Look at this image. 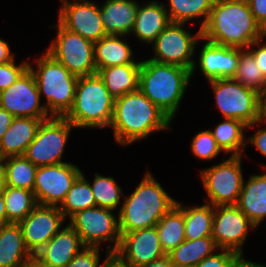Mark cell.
<instances>
[{"mask_svg":"<svg viewBox=\"0 0 266 267\" xmlns=\"http://www.w3.org/2000/svg\"><path fill=\"white\" fill-rule=\"evenodd\" d=\"M166 5L155 0L138 5L132 33L141 42L153 43L158 35L171 23Z\"/></svg>","mask_w":266,"mask_h":267,"instance_id":"cell-22","label":"cell"},{"mask_svg":"<svg viewBox=\"0 0 266 267\" xmlns=\"http://www.w3.org/2000/svg\"><path fill=\"white\" fill-rule=\"evenodd\" d=\"M85 247L80 236L68 224L37 251L34 258L48 267H64Z\"/></svg>","mask_w":266,"mask_h":267,"instance_id":"cell-19","label":"cell"},{"mask_svg":"<svg viewBox=\"0 0 266 267\" xmlns=\"http://www.w3.org/2000/svg\"><path fill=\"white\" fill-rule=\"evenodd\" d=\"M7 224V215L5 209V199L3 192H0V225Z\"/></svg>","mask_w":266,"mask_h":267,"instance_id":"cell-50","label":"cell"},{"mask_svg":"<svg viewBox=\"0 0 266 267\" xmlns=\"http://www.w3.org/2000/svg\"><path fill=\"white\" fill-rule=\"evenodd\" d=\"M33 267H48V266H45V265L41 264L39 261H37V260L33 257Z\"/></svg>","mask_w":266,"mask_h":267,"instance_id":"cell-53","label":"cell"},{"mask_svg":"<svg viewBox=\"0 0 266 267\" xmlns=\"http://www.w3.org/2000/svg\"><path fill=\"white\" fill-rule=\"evenodd\" d=\"M121 35H106L94 42V61L97 71L109 66L141 64L133 57V51Z\"/></svg>","mask_w":266,"mask_h":267,"instance_id":"cell-26","label":"cell"},{"mask_svg":"<svg viewBox=\"0 0 266 267\" xmlns=\"http://www.w3.org/2000/svg\"><path fill=\"white\" fill-rule=\"evenodd\" d=\"M156 230L161 247L167 255L185 240V221L183 218V211L175 205L157 223Z\"/></svg>","mask_w":266,"mask_h":267,"instance_id":"cell-32","label":"cell"},{"mask_svg":"<svg viewBox=\"0 0 266 267\" xmlns=\"http://www.w3.org/2000/svg\"><path fill=\"white\" fill-rule=\"evenodd\" d=\"M35 65L37 69L29 63V69L34 74L40 98L44 95L47 100L43 105L48 114L64 117L73 105L79 77L47 52L36 59Z\"/></svg>","mask_w":266,"mask_h":267,"instance_id":"cell-6","label":"cell"},{"mask_svg":"<svg viewBox=\"0 0 266 267\" xmlns=\"http://www.w3.org/2000/svg\"><path fill=\"white\" fill-rule=\"evenodd\" d=\"M259 120L266 122V88L260 94V116Z\"/></svg>","mask_w":266,"mask_h":267,"instance_id":"cell-48","label":"cell"},{"mask_svg":"<svg viewBox=\"0 0 266 267\" xmlns=\"http://www.w3.org/2000/svg\"><path fill=\"white\" fill-rule=\"evenodd\" d=\"M43 120L46 119L15 117L0 141V157L24 155Z\"/></svg>","mask_w":266,"mask_h":267,"instance_id":"cell-23","label":"cell"},{"mask_svg":"<svg viewBox=\"0 0 266 267\" xmlns=\"http://www.w3.org/2000/svg\"><path fill=\"white\" fill-rule=\"evenodd\" d=\"M93 207H96L93 192L89 180L82 172L73 182L71 189L58 208L66 219V217L70 218L79 211Z\"/></svg>","mask_w":266,"mask_h":267,"instance_id":"cell-34","label":"cell"},{"mask_svg":"<svg viewBox=\"0 0 266 267\" xmlns=\"http://www.w3.org/2000/svg\"><path fill=\"white\" fill-rule=\"evenodd\" d=\"M57 34L48 49H44L72 74L81 77L97 73L94 61V43L81 35L64 28L59 22Z\"/></svg>","mask_w":266,"mask_h":267,"instance_id":"cell-10","label":"cell"},{"mask_svg":"<svg viewBox=\"0 0 266 267\" xmlns=\"http://www.w3.org/2000/svg\"><path fill=\"white\" fill-rule=\"evenodd\" d=\"M112 211L97 206L85 209L72 215L68 224L80 236L85 246L100 247L102 242H113V247L111 244L106 249V254L113 255L119 247L121 234L118 215L115 216Z\"/></svg>","mask_w":266,"mask_h":267,"instance_id":"cell-9","label":"cell"},{"mask_svg":"<svg viewBox=\"0 0 266 267\" xmlns=\"http://www.w3.org/2000/svg\"><path fill=\"white\" fill-rule=\"evenodd\" d=\"M21 267H33V258L29 261V263H27Z\"/></svg>","mask_w":266,"mask_h":267,"instance_id":"cell-54","label":"cell"},{"mask_svg":"<svg viewBox=\"0 0 266 267\" xmlns=\"http://www.w3.org/2000/svg\"><path fill=\"white\" fill-rule=\"evenodd\" d=\"M100 247L83 248L77 255L64 267H104L105 263L112 257L111 254H106L105 261L100 264Z\"/></svg>","mask_w":266,"mask_h":267,"instance_id":"cell-39","label":"cell"},{"mask_svg":"<svg viewBox=\"0 0 266 267\" xmlns=\"http://www.w3.org/2000/svg\"><path fill=\"white\" fill-rule=\"evenodd\" d=\"M141 64L115 65L102 68L97 74L114 99L139 89Z\"/></svg>","mask_w":266,"mask_h":267,"instance_id":"cell-27","label":"cell"},{"mask_svg":"<svg viewBox=\"0 0 266 267\" xmlns=\"http://www.w3.org/2000/svg\"><path fill=\"white\" fill-rule=\"evenodd\" d=\"M73 128L76 127L65 117L43 120L24 156L37 167L65 163L62 156Z\"/></svg>","mask_w":266,"mask_h":267,"instance_id":"cell-12","label":"cell"},{"mask_svg":"<svg viewBox=\"0 0 266 267\" xmlns=\"http://www.w3.org/2000/svg\"><path fill=\"white\" fill-rule=\"evenodd\" d=\"M171 124L172 120L138 89L114 100L109 127L116 143L126 146L153 132L168 131Z\"/></svg>","mask_w":266,"mask_h":267,"instance_id":"cell-2","label":"cell"},{"mask_svg":"<svg viewBox=\"0 0 266 267\" xmlns=\"http://www.w3.org/2000/svg\"><path fill=\"white\" fill-rule=\"evenodd\" d=\"M125 267H142L165 256L156 226L123 233L112 255Z\"/></svg>","mask_w":266,"mask_h":267,"instance_id":"cell-16","label":"cell"},{"mask_svg":"<svg viewBox=\"0 0 266 267\" xmlns=\"http://www.w3.org/2000/svg\"><path fill=\"white\" fill-rule=\"evenodd\" d=\"M8 223H19L38 204L33 191L5 186L3 190Z\"/></svg>","mask_w":266,"mask_h":267,"instance_id":"cell-35","label":"cell"},{"mask_svg":"<svg viewBox=\"0 0 266 267\" xmlns=\"http://www.w3.org/2000/svg\"><path fill=\"white\" fill-rule=\"evenodd\" d=\"M65 217L57 206L37 205L20 225L25 244L34 255L62 227Z\"/></svg>","mask_w":266,"mask_h":267,"instance_id":"cell-18","label":"cell"},{"mask_svg":"<svg viewBox=\"0 0 266 267\" xmlns=\"http://www.w3.org/2000/svg\"><path fill=\"white\" fill-rule=\"evenodd\" d=\"M246 128L247 125L242 121L224 118V121L215 126L211 133L225 154L231 152V155H243L247 143L243 132Z\"/></svg>","mask_w":266,"mask_h":267,"instance_id":"cell-30","label":"cell"},{"mask_svg":"<svg viewBox=\"0 0 266 267\" xmlns=\"http://www.w3.org/2000/svg\"><path fill=\"white\" fill-rule=\"evenodd\" d=\"M29 68V61H24L15 64V58L3 64H0V91L11 86L27 69Z\"/></svg>","mask_w":266,"mask_h":267,"instance_id":"cell-40","label":"cell"},{"mask_svg":"<svg viewBox=\"0 0 266 267\" xmlns=\"http://www.w3.org/2000/svg\"><path fill=\"white\" fill-rule=\"evenodd\" d=\"M104 267H125L121 265L113 256L105 263Z\"/></svg>","mask_w":266,"mask_h":267,"instance_id":"cell-52","label":"cell"},{"mask_svg":"<svg viewBox=\"0 0 266 267\" xmlns=\"http://www.w3.org/2000/svg\"><path fill=\"white\" fill-rule=\"evenodd\" d=\"M242 155H231L217 165L202 169L200 177L207 193V204L236 205L243 185Z\"/></svg>","mask_w":266,"mask_h":267,"instance_id":"cell-11","label":"cell"},{"mask_svg":"<svg viewBox=\"0 0 266 267\" xmlns=\"http://www.w3.org/2000/svg\"><path fill=\"white\" fill-rule=\"evenodd\" d=\"M191 77L189 69L147 59L141 61L139 90L173 121Z\"/></svg>","mask_w":266,"mask_h":267,"instance_id":"cell-4","label":"cell"},{"mask_svg":"<svg viewBox=\"0 0 266 267\" xmlns=\"http://www.w3.org/2000/svg\"><path fill=\"white\" fill-rule=\"evenodd\" d=\"M233 79L259 94L266 88V78L260 71L252 52L248 48H239L238 67Z\"/></svg>","mask_w":266,"mask_h":267,"instance_id":"cell-36","label":"cell"},{"mask_svg":"<svg viewBox=\"0 0 266 267\" xmlns=\"http://www.w3.org/2000/svg\"><path fill=\"white\" fill-rule=\"evenodd\" d=\"M6 186L33 191L37 166L24 155L3 159Z\"/></svg>","mask_w":266,"mask_h":267,"instance_id":"cell-33","label":"cell"},{"mask_svg":"<svg viewBox=\"0 0 266 267\" xmlns=\"http://www.w3.org/2000/svg\"><path fill=\"white\" fill-rule=\"evenodd\" d=\"M219 250L211 236L196 240L185 239L176 248L167 254L174 267H194L206 257Z\"/></svg>","mask_w":266,"mask_h":267,"instance_id":"cell-28","label":"cell"},{"mask_svg":"<svg viewBox=\"0 0 266 267\" xmlns=\"http://www.w3.org/2000/svg\"><path fill=\"white\" fill-rule=\"evenodd\" d=\"M208 82L214 90L216 107L223 117L242 121L248 129L253 128L260 116V94L233 78Z\"/></svg>","mask_w":266,"mask_h":267,"instance_id":"cell-7","label":"cell"},{"mask_svg":"<svg viewBox=\"0 0 266 267\" xmlns=\"http://www.w3.org/2000/svg\"><path fill=\"white\" fill-rule=\"evenodd\" d=\"M185 23L171 22L152 43L154 57L150 60L173 64L191 71L193 76L198 64L194 61L195 48L199 40H202L201 30L194 35L184 28Z\"/></svg>","mask_w":266,"mask_h":267,"instance_id":"cell-8","label":"cell"},{"mask_svg":"<svg viewBox=\"0 0 266 267\" xmlns=\"http://www.w3.org/2000/svg\"><path fill=\"white\" fill-rule=\"evenodd\" d=\"M200 72L208 81L233 78L239 61V48L220 46L206 41L199 52Z\"/></svg>","mask_w":266,"mask_h":267,"instance_id":"cell-20","label":"cell"},{"mask_svg":"<svg viewBox=\"0 0 266 267\" xmlns=\"http://www.w3.org/2000/svg\"><path fill=\"white\" fill-rule=\"evenodd\" d=\"M266 38V35L259 40L253 42L248 49L252 52L255 62L257 63L260 71L263 73L266 78V43L262 41ZM263 43V44H262Z\"/></svg>","mask_w":266,"mask_h":267,"instance_id":"cell-42","label":"cell"},{"mask_svg":"<svg viewBox=\"0 0 266 267\" xmlns=\"http://www.w3.org/2000/svg\"><path fill=\"white\" fill-rule=\"evenodd\" d=\"M40 102L34 74L29 68L11 86L0 91V107L14 117L50 118Z\"/></svg>","mask_w":266,"mask_h":267,"instance_id":"cell-15","label":"cell"},{"mask_svg":"<svg viewBox=\"0 0 266 267\" xmlns=\"http://www.w3.org/2000/svg\"><path fill=\"white\" fill-rule=\"evenodd\" d=\"M176 205L183 211L185 221V239L196 240L211 236L214 217V206L203 204L202 206H185L180 202Z\"/></svg>","mask_w":266,"mask_h":267,"instance_id":"cell-29","label":"cell"},{"mask_svg":"<svg viewBox=\"0 0 266 267\" xmlns=\"http://www.w3.org/2000/svg\"><path fill=\"white\" fill-rule=\"evenodd\" d=\"M60 1L58 22L64 28L93 43L106 36L98 4L89 0Z\"/></svg>","mask_w":266,"mask_h":267,"instance_id":"cell-17","label":"cell"},{"mask_svg":"<svg viewBox=\"0 0 266 267\" xmlns=\"http://www.w3.org/2000/svg\"><path fill=\"white\" fill-rule=\"evenodd\" d=\"M136 0H106L99 6L106 35H130L138 9Z\"/></svg>","mask_w":266,"mask_h":267,"instance_id":"cell-21","label":"cell"},{"mask_svg":"<svg viewBox=\"0 0 266 267\" xmlns=\"http://www.w3.org/2000/svg\"><path fill=\"white\" fill-rule=\"evenodd\" d=\"M14 116L0 107V141L14 120Z\"/></svg>","mask_w":266,"mask_h":267,"instance_id":"cell-45","label":"cell"},{"mask_svg":"<svg viewBox=\"0 0 266 267\" xmlns=\"http://www.w3.org/2000/svg\"><path fill=\"white\" fill-rule=\"evenodd\" d=\"M215 0H169L166 7L171 22L189 23L202 18L200 30L206 25Z\"/></svg>","mask_w":266,"mask_h":267,"instance_id":"cell-31","label":"cell"},{"mask_svg":"<svg viewBox=\"0 0 266 267\" xmlns=\"http://www.w3.org/2000/svg\"><path fill=\"white\" fill-rule=\"evenodd\" d=\"M256 226L236 205L214 206L211 237L219 249H229L243 256L248 231Z\"/></svg>","mask_w":266,"mask_h":267,"instance_id":"cell-14","label":"cell"},{"mask_svg":"<svg viewBox=\"0 0 266 267\" xmlns=\"http://www.w3.org/2000/svg\"><path fill=\"white\" fill-rule=\"evenodd\" d=\"M33 257L18 223L0 225V267H21Z\"/></svg>","mask_w":266,"mask_h":267,"instance_id":"cell-25","label":"cell"},{"mask_svg":"<svg viewBox=\"0 0 266 267\" xmlns=\"http://www.w3.org/2000/svg\"><path fill=\"white\" fill-rule=\"evenodd\" d=\"M124 200L118 212L121 235L156 226L177 202L169 196L149 170L137 188Z\"/></svg>","mask_w":266,"mask_h":267,"instance_id":"cell-3","label":"cell"},{"mask_svg":"<svg viewBox=\"0 0 266 267\" xmlns=\"http://www.w3.org/2000/svg\"><path fill=\"white\" fill-rule=\"evenodd\" d=\"M95 204L97 207L108 208L116 210L120 206L124 197L122 188L116 183L115 179L111 176H103L95 173L94 181L91 183Z\"/></svg>","mask_w":266,"mask_h":267,"instance_id":"cell-37","label":"cell"},{"mask_svg":"<svg viewBox=\"0 0 266 267\" xmlns=\"http://www.w3.org/2000/svg\"><path fill=\"white\" fill-rule=\"evenodd\" d=\"M243 257L239 256L229 267H266V264L254 263Z\"/></svg>","mask_w":266,"mask_h":267,"instance_id":"cell-47","label":"cell"},{"mask_svg":"<svg viewBox=\"0 0 266 267\" xmlns=\"http://www.w3.org/2000/svg\"><path fill=\"white\" fill-rule=\"evenodd\" d=\"M256 22L266 32V0H247Z\"/></svg>","mask_w":266,"mask_h":267,"instance_id":"cell-43","label":"cell"},{"mask_svg":"<svg viewBox=\"0 0 266 267\" xmlns=\"http://www.w3.org/2000/svg\"><path fill=\"white\" fill-rule=\"evenodd\" d=\"M266 122L258 120L255 124L263 125ZM249 143H251L257 151L260 152L266 158V129L261 128L255 132V134L249 138H247Z\"/></svg>","mask_w":266,"mask_h":267,"instance_id":"cell-44","label":"cell"},{"mask_svg":"<svg viewBox=\"0 0 266 267\" xmlns=\"http://www.w3.org/2000/svg\"><path fill=\"white\" fill-rule=\"evenodd\" d=\"M191 152L199 159L211 160L217 157L223 151L217 145L211 130L198 132L192 139Z\"/></svg>","mask_w":266,"mask_h":267,"instance_id":"cell-38","label":"cell"},{"mask_svg":"<svg viewBox=\"0 0 266 267\" xmlns=\"http://www.w3.org/2000/svg\"><path fill=\"white\" fill-rule=\"evenodd\" d=\"M202 39L232 48H248L266 35L256 22L247 0H215Z\"/></svg>","mask_w":266,"mask_h":267,"instance_id":"cell-1","label":"cell"},{"mask_svg":"<svg viewBox=\"0 0 266 267\" xmlns=\"http://www.w3.org/2000/svg\"><path fill=\"white\" fill-rule=\"evenodd\" d=\"M81 173L78 166L69 162L38 167L33 187L37 204L60 206Z\"/></svg>","mask_w":266,"mask_h":267,"instance_id":"cell-13","label":"cell"},{"mask_svg":"<svg viewBox=\"0 0 266 267\" xmlns=\"http://www.w3.org/2000/svg\"><path fill=\"white\" fill-rule=\"evenodd\" d=\"M239 255L229 249H220V252L206 257L194 267H229Z\"/></svg>","mask_w":266,"mask_h":267,"instance_id":"cell-41","label":"cell"},{"mask_svg":"<svg viewBox=\"0 0 266 267\" xmlns=\"http://www.w3.org/2000/svg\"><path fill=\"white\" fill-rule=\"evenodd\" d=\"M266 170V166L263 167ZM236 206L258 227L266 218V172L253 174L245 183Z\"/></svg>","mask_w":266,"mask_h":267,"instance_id":"cell-24","label":"cell"},{"mask_svg":"<svg viewBox=\"0 0 266 267\" xmlns=\"http://www.w3.org/2000/svg\"><path fill=\"white\" fill-rule=\"evenodd\" d=\"M114 100L97 73L81 76L76 84L73 105L64 117L76 129L109 127Z\"/></svg>","mask_w":266,"mask_h":267,"instance_id":"cell-5","label":"cell"},{"mask_svg":"<svg viewBox=\"0 0 266 267\" xmlns=\"http://www.w3.org/2000/svg\"><path fill=\"white\" fill-rule=\"evenodd\" d=\"M5 184V171L3 165V159L0 161V192H3Z\"/></svg>","mask_w":266,"mask_h":267,"instance_id":"cell-51","label":"cell"},{"mask_svg":"<svg viewBox=\"0 0 266 267\" xmlns=\"http://www.w3.org/2000/svg\"><path fill=\"white\" fill-rule=\"evenodd\" d=\"M142 267H173V265L170 262L169 258L165 256Z\"/></svg>","mask_w":266,"mask_h":267,"instance_id":"cell-49","label":"cell"},{"mask_svg":"<svg viewBox=\"0 0 266 267\" xmlns=\"http://www.w3.org/2000/svg\"><path fill=\"white\" fill-rule=\"evenodd\" d=\"M14 56L8 42L0 38V64L12 61L15 58Z\"/></svg>","mask_w":266,"mask_h":267,"instance_id":"cell-46","label":"cell"}]
</instances>
